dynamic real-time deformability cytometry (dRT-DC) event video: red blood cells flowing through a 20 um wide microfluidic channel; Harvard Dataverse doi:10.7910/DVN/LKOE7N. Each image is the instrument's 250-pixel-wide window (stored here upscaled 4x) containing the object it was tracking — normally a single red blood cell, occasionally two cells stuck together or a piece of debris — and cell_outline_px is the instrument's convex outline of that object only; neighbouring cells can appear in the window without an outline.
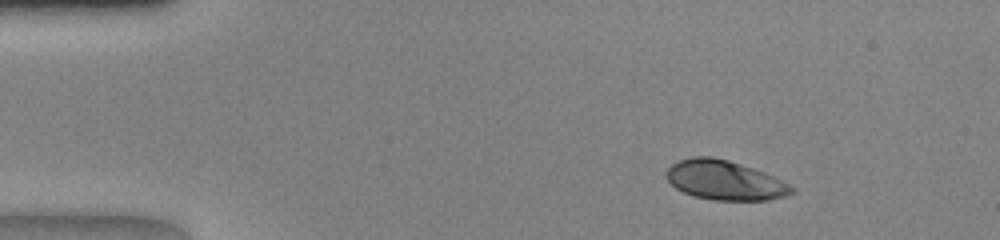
{"species": "human", "species_latin": "Homo sapiens", "temperature_condition": "warm", "stored_images_in_passage": 42, "camera_frame_rate_fps": 3000, "um_per_image_px": 0.085, "donor": {"sex": "female"}, "frame": {"image": 1, "passage_image": 1, "time_ms": 0.0, "image_size_px": [1000, 240], "cell_outline_px": [[776, 192], [772, 196], [756, 200], [732, 200], [700, 196], [688, 192], [680, 188], [672, 180], [672, 168], [676, 164], [684, 160], [724, 160], [732, 164]], "centroid_in_image_um": [61.06, 15.36], "position_along_channel_um": 23.9, "area_um2": 21.04}}
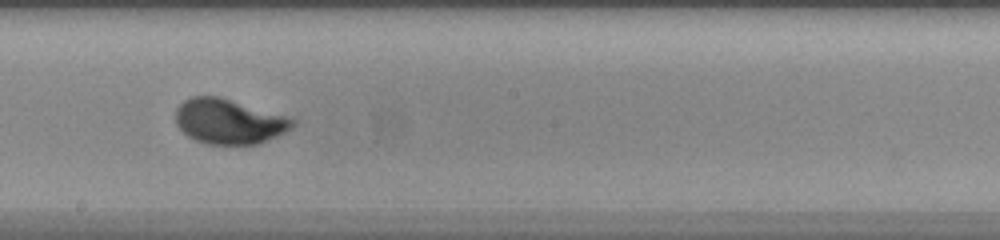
{"frame": {"image": 2, "passage_image": 21, "time_ms": 6.667, "image_size_px": [1000, 240], "cell_outline_px": [[284, 124], [280, 128], [256, 140], [212, 140], [200, 136], [192, 132], [180, 120], [184, 108], [188, 104], [196, 100], [216, 100], [280, 120]], "centroid_in_image_um": [19.28, 10.33], "position_along_channel_um": 228.9, "area_um2": 20.92}}
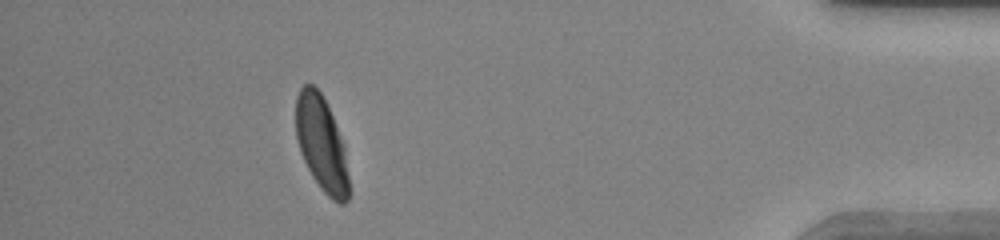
{"frame": {"image": 3, "passage_image": 37, "time_ms": 12.0, "image_size_px": [1000, 240], "cell_outline_px": [[348, 196], [344, 200], [336, 200], [320, 184], [312, 172], [304, 156], [300, 144], [296, 128], [296, 104], [300, 92], [308, 84], [320, 96], [332, 120], [340, 148], [348, 184]], "centroid_in_image_um": [27.26, 12.19], "position_along_channel_um": 407.9, "area_um2": 25.09}}